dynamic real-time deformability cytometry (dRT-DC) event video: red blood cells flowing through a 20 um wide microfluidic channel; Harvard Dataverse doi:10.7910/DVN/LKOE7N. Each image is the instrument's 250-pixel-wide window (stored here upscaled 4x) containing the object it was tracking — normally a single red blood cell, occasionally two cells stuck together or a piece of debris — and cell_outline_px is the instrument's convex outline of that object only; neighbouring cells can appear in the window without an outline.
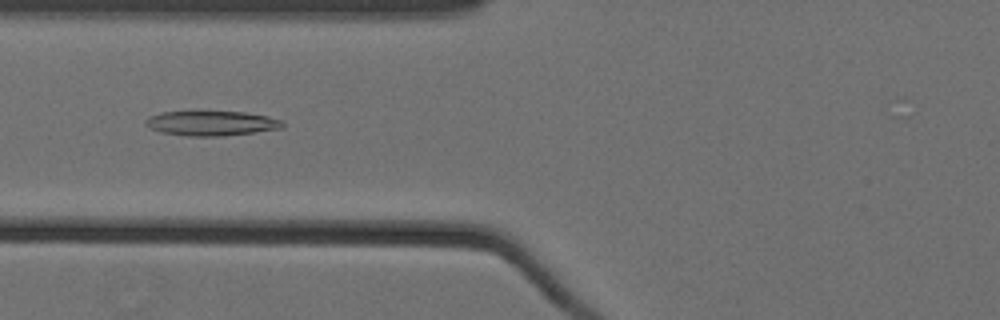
{"species": "Egyptian fruit bat (a non-hibernating species)", "species_latin": "Rousettus aegyptiacus", "temperature_condition": "cold", "stored_images_in_passage": 48, "camera_frame_rate_fps": 3000, "um_per_image_px": 0.085, "animal": {"sex": "female"}, "frame": {"image": 1, "passage_image": 15, "time_ms": 4.667, "image_size_px": [1000, 320], "cell_outline_px": [[284, 128], [224, 136], [188, 136], [160, 132], [144, 124], [144, 120], [148, 116], [160, 112], [244, 112], [268, 116], [284, 120]], "centroid_in_image_um": [17.99, 10.48], "position_along_channel_um": 107.8, "area_um2": 19.83}}
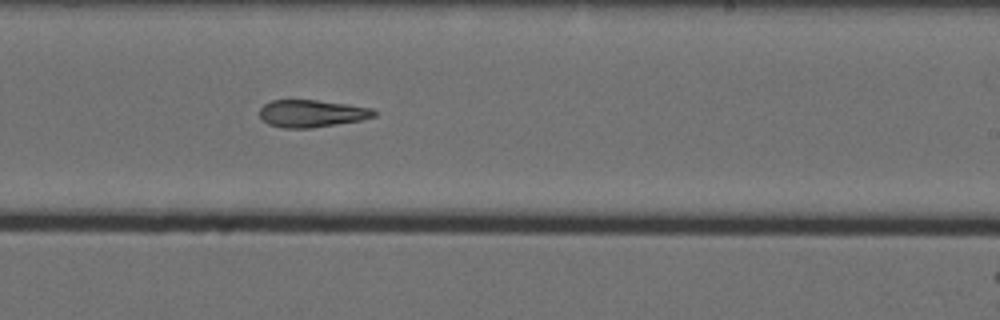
{"frame": {"image": 2, "passage_image": 28, "time_ms": 9.0, "image_size_px": [1000, 320], "cell_outline_px": [[376, 116], [360, 120], [312, 128], [284, 128], [268, 124], [260, 116], [260, 108], [264, 104], [272, 100], [316, 100], [372, 108], [376, 112]], "centroid_in_image_um": [26.48, 9.65], "position_along_channel_um": 262.5, "area_um2": 18.03}}
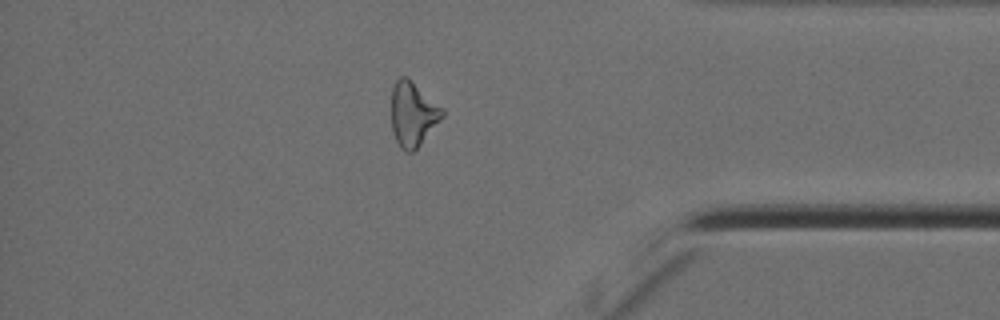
{"frame": {"image": 3, "passage_image": 41, "time_ms": 13.333, "image_size_px": [1000, 320], "cell_outline_px": [[444, 116], [420, 144], [412, 152], [408, 152], [400, 148], [392, 132], [392, 88], [396, 80], [400, 76], [408, 76], [444, 108]], "centroid_in_image_um": [35.1, 9.66], "position_along_channel_um": 400.1, "area_um2": 19.25}, "authors_computed_cell_mechanics": {"area_um2": 19.363, "velocity_mm_per_s": 3.5587, "shape_relaxation_time_tau1_ms": null, "shape_relaxation_time_tau2_ms": 7.0054, "deformation_change_tau1": null, "deformation_change_tau2": 0.1783}}